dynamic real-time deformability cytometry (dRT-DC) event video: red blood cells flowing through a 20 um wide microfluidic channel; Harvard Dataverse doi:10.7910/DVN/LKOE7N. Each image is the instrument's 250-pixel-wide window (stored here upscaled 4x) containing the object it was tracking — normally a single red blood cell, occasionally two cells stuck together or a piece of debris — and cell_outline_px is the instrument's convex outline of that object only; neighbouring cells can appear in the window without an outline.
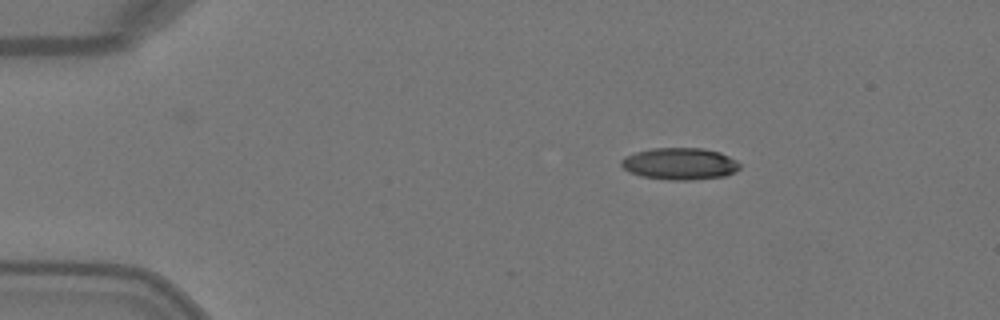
{"species": "Egyptian fruit bat (a non-hibernating species)", "species_latin": "Rousettus aegyptiacus", "temperature_condition": "warm", "stored_images_in_passage": 42, "camera_frame_rate_fps": 3000, "um_per_image_px": 0.085, "animal": {"sex": "female"}, "frame": {"image": 1, "passage_image": 1, "time_ms": 0.0, "image_size_px": [1000, 320], "cell_outline_px": [[740, 168], [724, 176], [688, 180], [668, 180], [640, 176], [628, 172], [620, 164], [620, 160], [624, 156], [636, 152], [652, 148], [704, 148], [720, 152], [736, 160], [740, 164]], "centroid_in_image_um": [57.74, 13.91], "position_along_channel_um": 27.3, "area_um2": 22.08}}
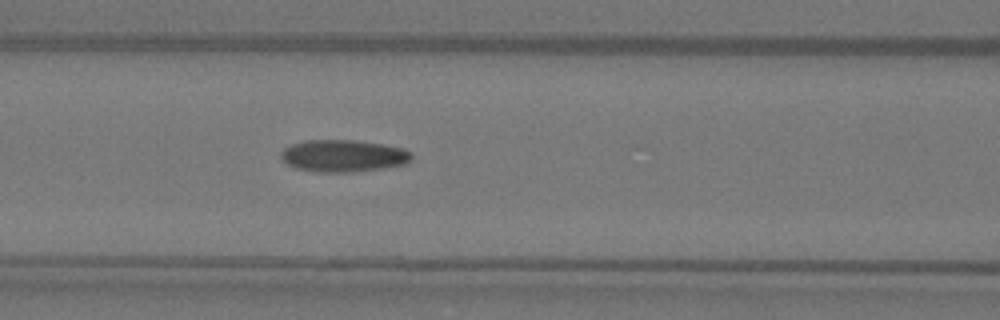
{"frame": {"image": 2, "passage_image": 14, "time_ms": 4.333, "image_size_px": [1000, 320], "cell_outline_px": [[412, 160], [408, 164], [384, 168], [356, 172], [316, 172], [296, 168], [288, 164], [280, 156], [280, 152], [284, 148], [292, 144], [304, 140], [352, 140], [380, 144], [400, 148], [412, 152]], "centroid_in_image_um": [29.19, 13.26], "position_along_channel_um": 137.4, "area_um2": 24.51}}
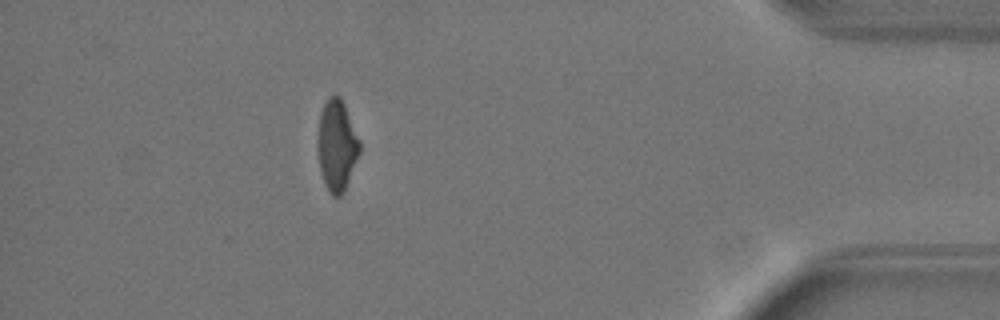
{"frame": {"image": 3, "passage_image": 37, "time_ms": 12.0, "image_size_px": [1000, 320], "cell_outline_px": [[360, 152], [344, 192], [340, 196], [332, 196], [324, 184], [320, 172], [316, 148], [316, 140], [320, 112], [328, 96], [336, 92], [340, 96], [344, 104], [360, 140]], "centroid_in_image_um": [28.6, 12.34], "position_along_channel_um": 406.6, "area_um2": 22.77}, "authors_computed_cell_mechanics": {"area_um2": 23.5824, "velocity_mm_per_s": 4.1163, "shape_relaxation_time_tau1_ms": 6.2397, "shape_relaxation_time_tau2_ms": 2.1334, "deformation_change_tau1": 0.1879, "deformation_change_tau2": 0.0796}}